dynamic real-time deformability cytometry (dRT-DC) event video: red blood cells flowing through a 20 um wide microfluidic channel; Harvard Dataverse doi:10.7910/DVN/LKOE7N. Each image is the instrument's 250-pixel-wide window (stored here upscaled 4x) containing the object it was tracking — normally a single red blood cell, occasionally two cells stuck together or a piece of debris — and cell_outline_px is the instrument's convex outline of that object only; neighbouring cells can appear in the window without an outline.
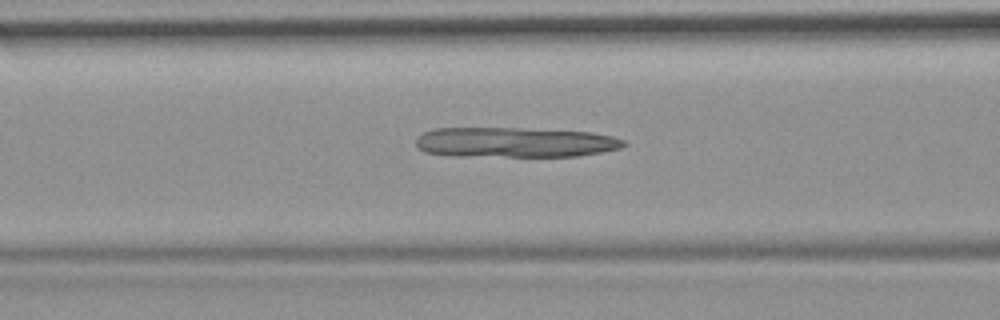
{"species": "common noctule bat (a hibernating species)", "species_latin": "Nyctalus noctula", "temperature_condition": "room temperature", "stored_images_in_passage": 54, "camera_frame_rate_fps": 3000, "um_per_image_px": 0.085, "animal": {"sex": "female", "body_mass_g": 19.9}, "frame": {"image": 1, "passage_image": 22, "time_ms": 7.0, "image_size_px": [1000, 320], "cell_outline_px": [[628, 144], [620, 148], [600, 152], [576, 156], [456, 156], [424, 152], [416, 144], [416, 140], [424, 132], [436, 128], [520, 128], [592, 132], [612, 136], [624, 140]], "centroid_in_image_um": [43.78, 12.09], "position_along_channel_um": 122.8, "area_um2": 36.36}}
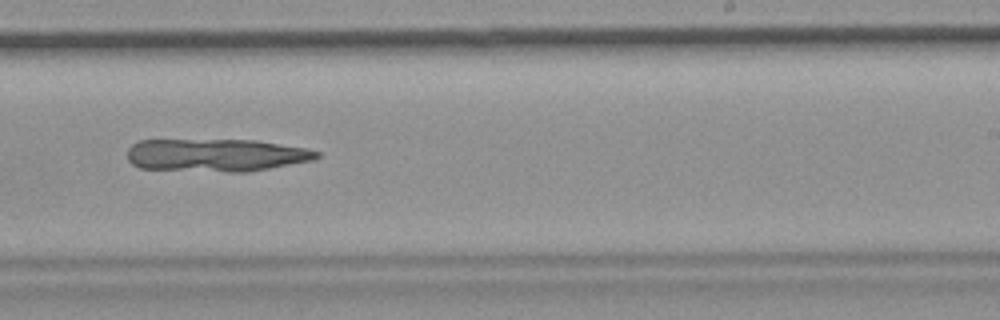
{"frame": {"image": 2, "passage_image": 34, "time_ms": 11.0, "image_size_px": [1000, 320], "cell_outline_px": [[320, 156], [316, 160], [248, 172], [228, 172], [140, 168], [132, 164], [128, 160], [128, 148], [132, 144], [140, 140], [256, 140], [304, 148], [320, 152]], "centroid_in_image_um": [18.39, 13.19], "position_along_channel_um": 270.6, "area_um2": 36.3}}
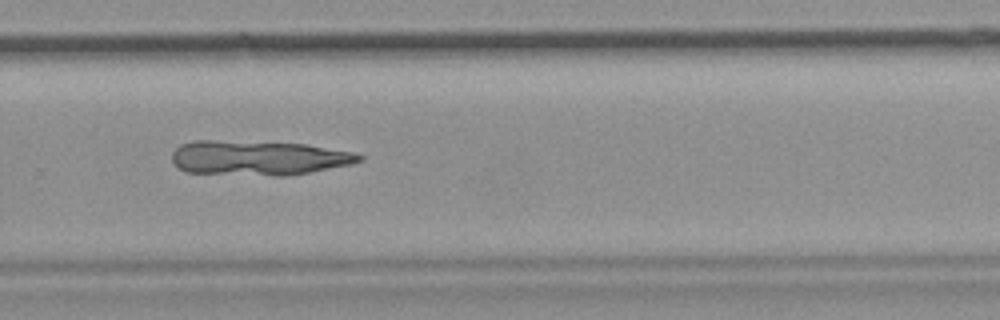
{"frame": {"image": 3, "passage_image": 37, "time_ms": 12.0, "image_size_px": [1000, 320], "cell_outline_px": [[364, 160], [352, 164], [308, 172], [284, 176], [276, 176], [184, 172], [172, 160], [172, 152], [180, 144], [192, 140], [212, 140], [304, 144], [356, 152], [364, 156]], "centroid_in_image_um": [21.97, 13.42], "position_along_channel_um": 307.8, "area_um2": 37.86}}